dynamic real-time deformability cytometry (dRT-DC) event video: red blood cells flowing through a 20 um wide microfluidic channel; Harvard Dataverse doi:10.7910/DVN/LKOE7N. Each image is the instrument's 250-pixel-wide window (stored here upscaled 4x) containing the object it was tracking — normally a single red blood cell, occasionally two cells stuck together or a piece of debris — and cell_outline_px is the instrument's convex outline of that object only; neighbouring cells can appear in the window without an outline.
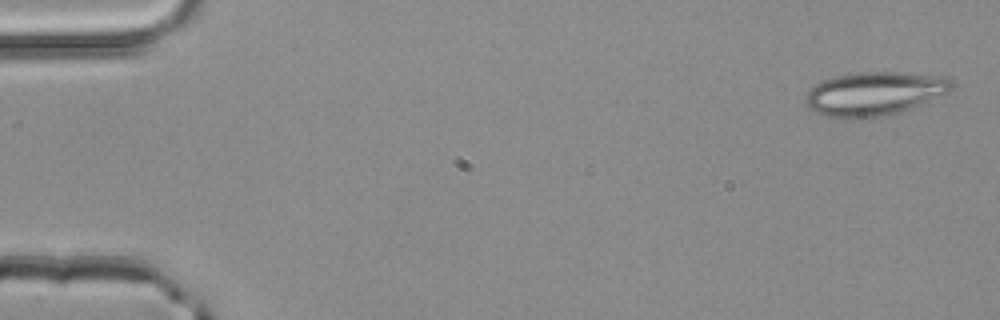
{"species": "common noctule bat (a hibernating species)", "species_latin": "Nyctalus noctula", "temperature_condition": "room temperature", "stored_images_in_passage": 3, "camera_frame_rate_fps": 3000, "um_per_image_px": 0.085, "animal": {"sex": "male", "body_mass_g": 20.4}, "frame": {"image": 1, "passage_image": 1, "time_ms": 0.0, "image_size_px": [1000, 320], "cell_outline_px": [[952, 88], [948, 92], [920, 104], [900, 112], [868, 120], [848, 120], [824, 116], [808, 108], [804, 96], [816, 84], [824, 80], [836, 76], [856, 72], [900, 72], [944, 76], [952, 84]], "centroid_in_image_um": [74.26, 7.99], "position_along_channel_um": 10.7, "area_um2": 37.51}}